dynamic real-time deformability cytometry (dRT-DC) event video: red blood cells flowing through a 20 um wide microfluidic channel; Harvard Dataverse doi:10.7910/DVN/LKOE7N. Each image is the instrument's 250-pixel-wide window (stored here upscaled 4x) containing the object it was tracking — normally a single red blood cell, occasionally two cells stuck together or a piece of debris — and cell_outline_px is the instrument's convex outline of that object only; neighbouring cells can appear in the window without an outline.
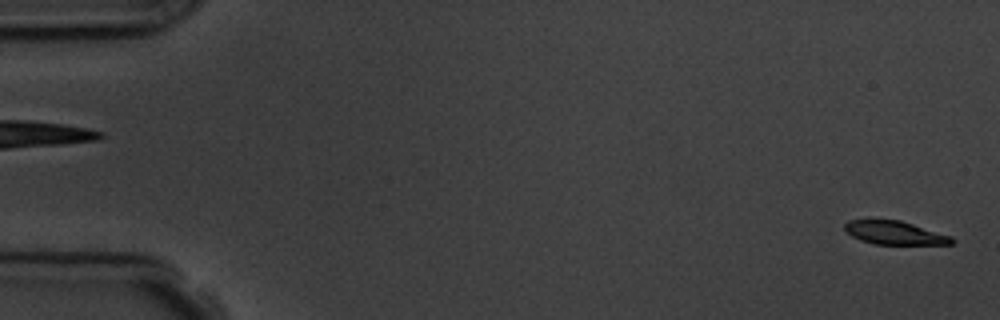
{"species": "common noctule bat (a hibernating species)", "species_latin": "Nyctalus noctula", "temperature_condition": "room temperature", "stored_images_in_passage": 5, "segment_of_instrument_passage": [2, 2], "camera_frame_rate_fps": 3000, "um_per_image_px": 0.085, "animal": {"sex": "male", "body_mass_g": 19.5, "forearm_length_mm": 54.6}, "frame": {"image": 1, "passage_image": 5, "time_ms": 5.333, "image_size_px": [1000, 320], "cell_outline_px": [[956, 240], [952, 244], [872, 244], [860, 240], [852, 236], [844, 228], [844, 224], [848, 220], [900, 220], [952, 236]], "centroid_in_image_um": [76.07, 19.79], "position_along_channel_um": 8.9, "area_um2": 14.57}}